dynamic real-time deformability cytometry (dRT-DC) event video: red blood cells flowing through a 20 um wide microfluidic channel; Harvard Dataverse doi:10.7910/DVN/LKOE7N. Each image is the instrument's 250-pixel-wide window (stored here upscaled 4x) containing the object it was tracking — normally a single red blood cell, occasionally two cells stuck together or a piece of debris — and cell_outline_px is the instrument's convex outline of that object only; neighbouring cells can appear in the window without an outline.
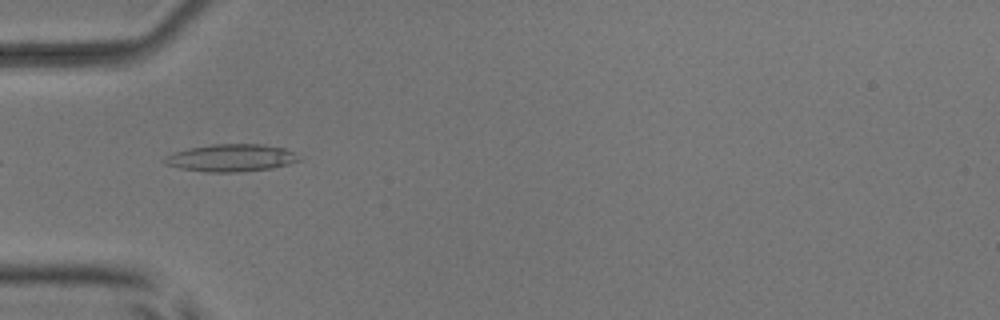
{"species": "common noctule bat (a hibernating species)", "species_latin": "Nyctalus noctula", "temperature_condition": "room temperature", "stored_images_in_passage": 5, "camera_frame_rate_fps": 3000, "um_per_image_px": 0.085, "animal": {"sex": "male", "body_mass_g": 17.9, "forearm_length_mm": 54.2}, "frame": {"image": 1, "passage_image": 2, "time_ms": 1.333, "image_size_px": [1000, 320], "cell_outline_px": [[300, 160], [288, 164], [268, 168], [236, 172], [204, 172], [180, 168], [164, 164], [164, 160], [168, 156], [176, 152], [188, 148], [212, 144], [264, 144], [284, 148], [296, 152]], "centroid_in_image_um": [19.66, 13.41], "position_along_channel_um": 65.3, "area_um2": 21.27}}
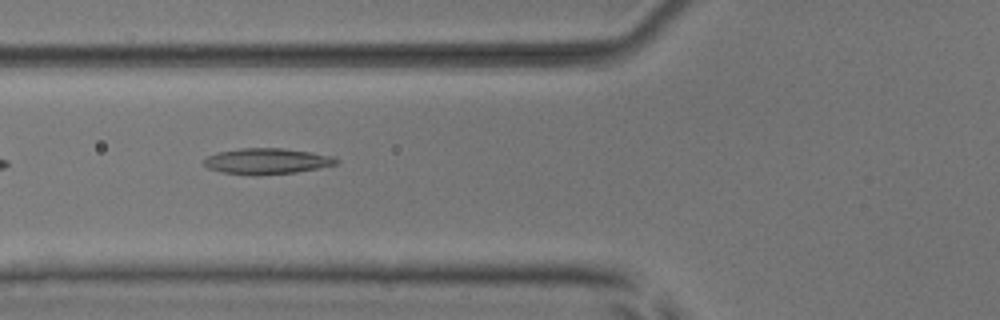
{"frame": {"image": 2, "passage_image": 3, "time_ms": 2.333, "image_size_px": [1000, 320], "cell_outline_px": [[340, 160], [336, 164], [320, 168], [296, 172], [256, 176], [220, 172], [208, 168], [204, 164], [204, 160], [208, 156], [216, 152], [240, 148], [280, 148], [308, 152], [332, 156]], "centroid_in_image_um": [22.66, 13.71], "position_along_channel_um": 103.1, "area_um2": 20.0}}
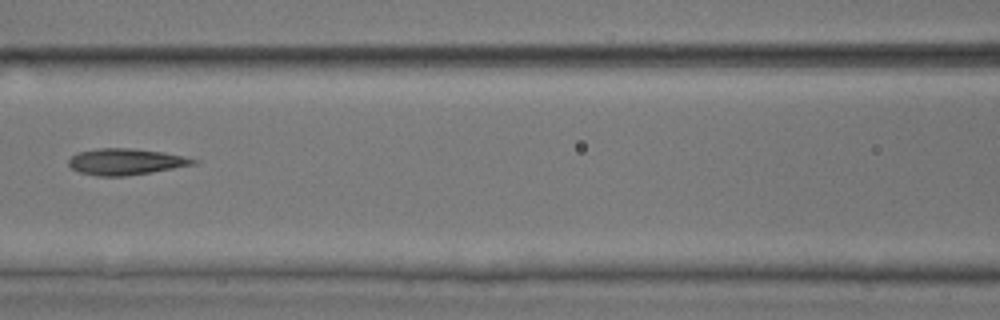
{"frame": {"image": 3, "passage_image": 4, "time_ms": 3.667, "image_size_px": [1000, 320], "cell_outline_px": [[200, 160], [196, 164], [152, 172], [124, 176], [96, 176], [80, 172], [72, 168], [68, 164], [68, 160], [76, 152], [96, 148], [128, 148], [164, 152]], "centroid_in_image_um": [10.67, 13.74], "position_along_channel_um": 155.9, "area_um2": 19.13}}